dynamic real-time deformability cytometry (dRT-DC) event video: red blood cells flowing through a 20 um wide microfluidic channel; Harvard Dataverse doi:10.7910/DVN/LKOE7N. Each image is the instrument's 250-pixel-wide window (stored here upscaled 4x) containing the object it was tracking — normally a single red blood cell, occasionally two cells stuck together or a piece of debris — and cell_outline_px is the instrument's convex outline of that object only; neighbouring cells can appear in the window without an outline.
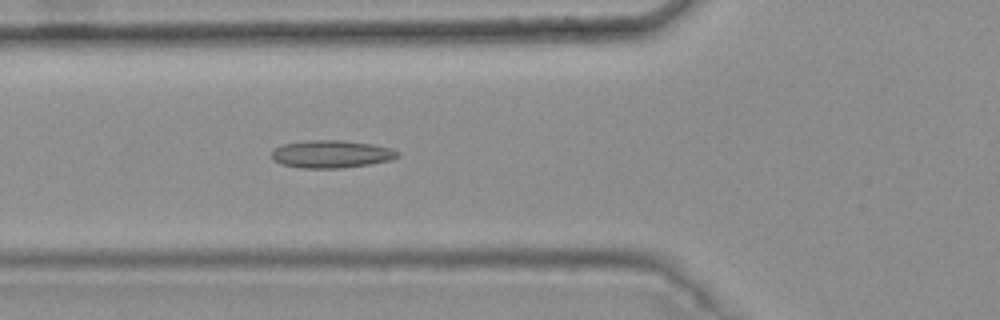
{"species": "common noctule bat (a hibernating species)", "species_latin": "Nyctalus noctula", "temperature_condition": "warm", "stored_images_in_passage": 6, "camera_frame_rate_fps": 3000, "um_per_image_px": 0.085, "animal": {"sex": "female", "body_mass_g": 25.1}, "frame": {"image": 1, "passage_image": 6, "time_ms": 1.667, "image_size_px": [1000, 320], "cell_outline_px": [[400, 156], [392, 160], [368, 164], [340, 168], [300, 168], [280, 164], [272, 156], [272, 152], [276, 148], [284, 144], [308, 140], [344, 140], [372, 144], [392, 148], [400, 152]], "centroid_in_image_um": [28.21, 13.09], "position_along_channel_um": 97.6, "area_um2": 20.29}}